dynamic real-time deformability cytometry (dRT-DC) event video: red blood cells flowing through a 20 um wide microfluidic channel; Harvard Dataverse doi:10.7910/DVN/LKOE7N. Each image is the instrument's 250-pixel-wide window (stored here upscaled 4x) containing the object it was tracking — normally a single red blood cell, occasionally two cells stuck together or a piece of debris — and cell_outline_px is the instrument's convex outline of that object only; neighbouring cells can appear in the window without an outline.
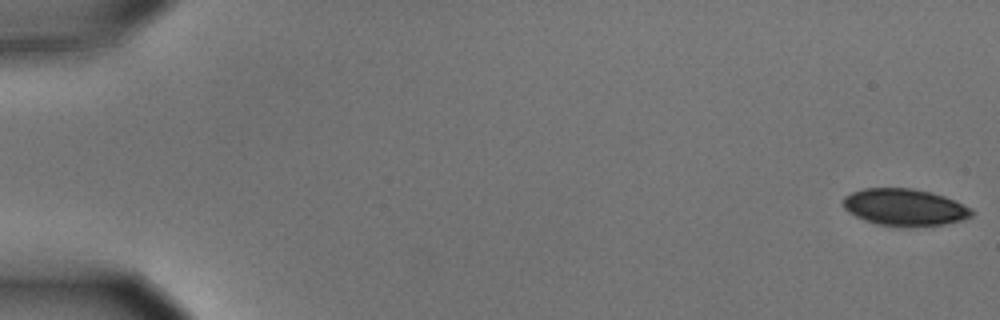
{"species": "common noctule bat (a hibernating species)", "species_latin": "Nyctalus noctula", "temperature_condition": "cold", "stored_images_in_passage": 9, "camera_frame_rate_fps": 3000, "um_per_image_px": 0.085, "animal": {"sex": "male", "body_mass_g": 15.6}, "frame": {"image": 1, "passage_image": 1, "time_ms": 0.0, "image_size_px": [1000, 320], "cell_outline_px": [[972, 216], [964, 220], [944, 224], [908, 228], [900, 228], [876, 224], [864, 220], [848, 212], [844, 208], [844, 196], [852, 192], [864, 188], [912, 188], [944, 196], [972, 208]], "centroid_in_image_um": [76.89, 17.64], "position_along_channel_um": 8.1, "area_um2": 27.98}}